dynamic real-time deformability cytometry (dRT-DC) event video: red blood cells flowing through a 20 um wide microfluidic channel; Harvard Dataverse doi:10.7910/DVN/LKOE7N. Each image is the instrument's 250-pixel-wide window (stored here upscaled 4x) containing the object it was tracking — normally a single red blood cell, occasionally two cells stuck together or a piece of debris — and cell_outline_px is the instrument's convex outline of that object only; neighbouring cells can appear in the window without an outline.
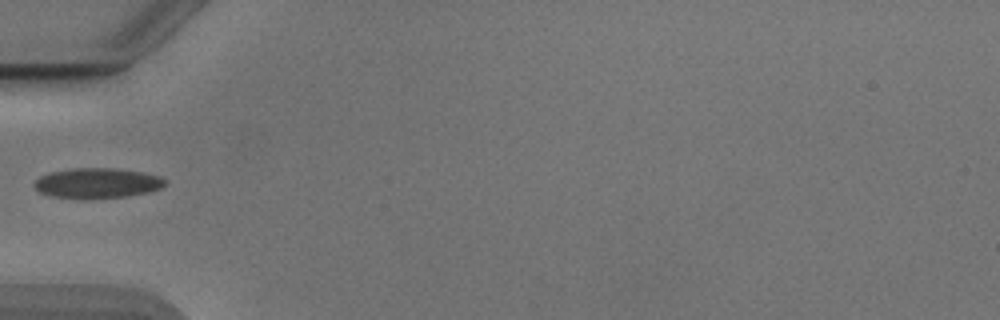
{"species": "Egyptian fruit bat (a non-hibernating species)", "species_latin": "Rousettus aegyptiacus", "temperature_condition": "cold", "stored_images_in_passage": 35, "camera_frame_rate_fps": 3000, "um_per_image_px": 0.085, "animal": {"sex": "male"}, "frame": {"image": 1, "passage_image": 1, "time_ms": 0.0, "image_size_px": [1000, 320], "cell_outline_px": [[168, 180], [160, 188], [148, 192], [128, 196], [80, 200], [52, 196], [40, 192], [32, 184], [40, 176], [48, 172], [72, 168], [116, 168], [144, 172], [160, 176]], "centroid_in_image_um": [8.25, 15.57], "position_along_channel_um": 76.7, "area_um2": 23.41}}
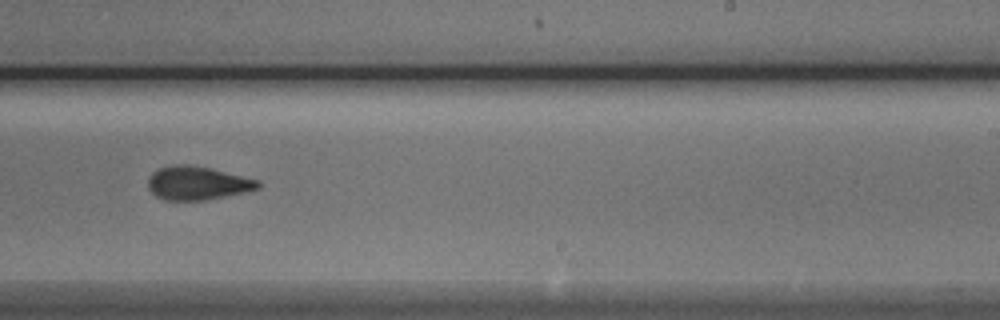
{"frame": {"image": 2, "passage_image": 16, "time_ms": 5.0, "image_size_px": [1000, 320], "cell_outline_px": [[260, 188], [244, 192], [204, 200], [164, 200], [156, 196], [148, 188], [148, 180], [152, 172], [160, 168], [172, 164], [188, 164], [212, 168], [260, 180]], "centroid_in_image_um": [16.78, 15.55], "position_along_channel_um": 272.2, "area_um2": 21.56}}
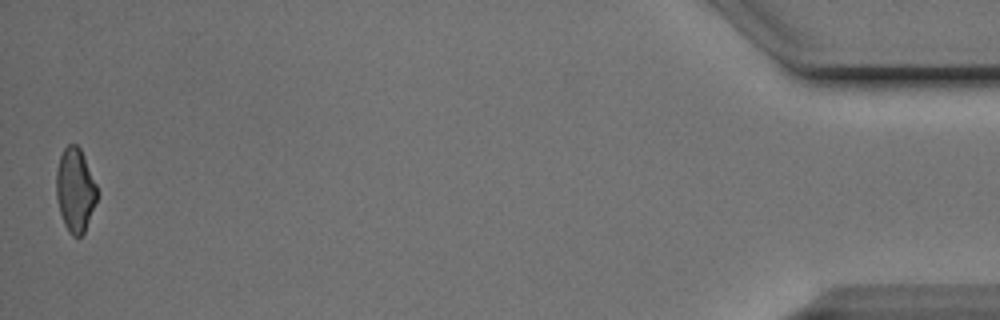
{"frame": {"image": 3, "passage_image": 35, "time_ms": 11.333, "image_size_px": [1000, 320], "cell_outline_px": [[96, 200], [84, 232], [80, 236], [72, 236], [68, 232], [64, 224], [60, 212], [56, 196], [56, 172], [60, 156], [64, 148], [68, 144], [76, 144], [80, 148], [84, 156], [96, 184]], "centroid_in_image_um": [6.37, 16.13], "position_along_channel_um": 428.8, "area_um2": 19.65}}